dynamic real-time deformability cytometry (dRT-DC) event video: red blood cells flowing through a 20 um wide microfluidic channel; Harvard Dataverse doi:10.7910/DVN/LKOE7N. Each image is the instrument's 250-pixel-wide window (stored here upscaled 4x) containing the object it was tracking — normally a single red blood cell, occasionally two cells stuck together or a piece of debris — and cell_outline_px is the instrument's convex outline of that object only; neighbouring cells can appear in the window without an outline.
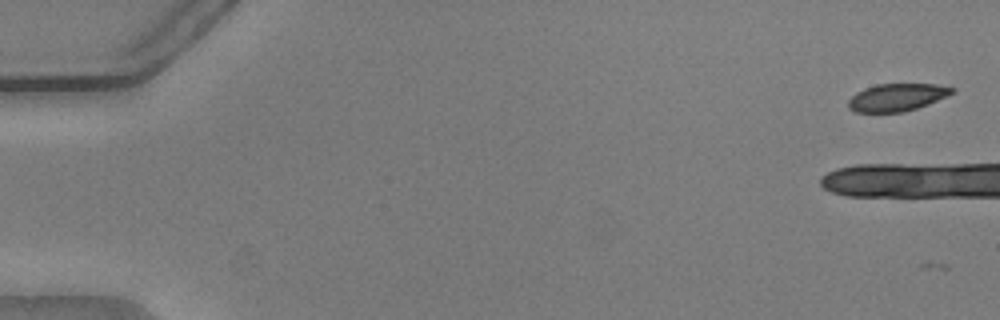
{"species": "common noctule bat (a hibernating species)", "species_latin": "Nyctalus noctula", "temperature_condition": "warm", "stored_images_in_passage": 3, "camera_frame_rate_fps": 3000, "um_per_image_px": 0.085, "animal": {"sex": "male", "body_mass_g": 20.5, "forearm_length_mm": 52.5}, "frame": {"image": 1, "passage_image": 2, "time_ms": 0.333, "image_size_px": [1000, 320], "cell_outline_px": [[956, 92], [928, 104], [904, 112], [856, 112], [848, 108], [848, 100], [856, 92], [864, 88], [876, 84], [936, 84], [956, 88]], "centroid_in_image_um": [76.24, 8.26], "position_along_channel_um": 8.8, "area_um2": 16.7}}